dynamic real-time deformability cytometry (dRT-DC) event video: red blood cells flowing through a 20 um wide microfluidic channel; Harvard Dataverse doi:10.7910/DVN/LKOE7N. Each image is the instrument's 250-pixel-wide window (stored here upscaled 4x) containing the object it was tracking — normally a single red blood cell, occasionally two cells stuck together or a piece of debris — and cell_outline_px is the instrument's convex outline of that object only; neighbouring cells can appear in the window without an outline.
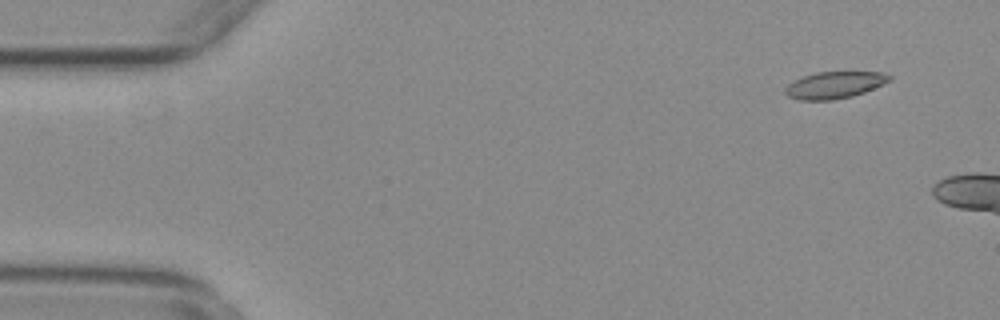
{"species": "common noctule bat (a hibernating species)", "species_latin": "Nyctalus noctula", "temperature_condition": "warm", "stored_images_in_passage": 10, "camera_frame_rate_fps": 3000, "um_per_image_px": 0.085, "animal": {"sex": "female", "body_mass_g": 29.2, "forearm_length_mm": 56.3}, "frame": {"image": 1, "passage_image": 4, "time_ms": 1.0, "image_size_px": [1000, 320], "cell_outline_px": [[892, 80], [884, 84], [864, 92], [852, 96], [832, 100], [800, 100], [788, 96], [784, 92], [784, 88], [788, 84], [804, 76], [816, 72], [880, 72], [892, 76]], "centroid_in_image_um": [70.94, 7.23], "position_along_channel_um": 14.1, "area_um2": 16.24}}